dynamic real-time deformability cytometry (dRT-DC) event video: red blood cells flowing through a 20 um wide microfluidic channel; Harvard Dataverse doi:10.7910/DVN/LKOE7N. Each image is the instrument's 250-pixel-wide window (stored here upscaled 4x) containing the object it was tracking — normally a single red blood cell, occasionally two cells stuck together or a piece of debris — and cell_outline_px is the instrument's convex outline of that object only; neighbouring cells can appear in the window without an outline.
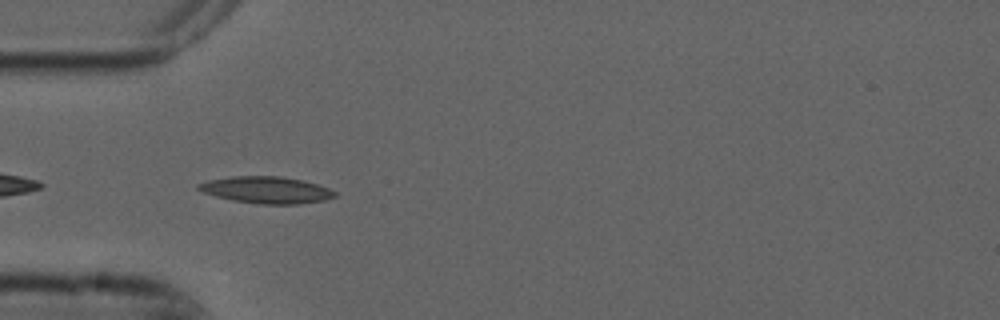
{"species": "common noctule bat (a hibernating species)", "species_latin": "Nyctalus noctula", "temperature_condition": "cold", "stored_images_in_passage": 6, "camera_frame_rate_fps": 3000, "um_per_image_px": 0.085, "animal": {"sex": "male", "forearm_length_mm": 52.5}, "frame": {"image": 1, "passage_image": 5, "time_ms": 1.333, "image_size_px": [1000, 320], "cell_outline_px": [[336, 196], [324, 200], [300, 204], [260, 204], [232, 200], [216, 196], [204, 192], [196, 188], [196, 184], [208, 180], [232, 176], [280, 176], [304, 180], [328, 188], [336, 192]], "centroid_in_image_um": [22.63, 16.14], "position_along_channel_um": 62.4, "area_um2": 21.27}}
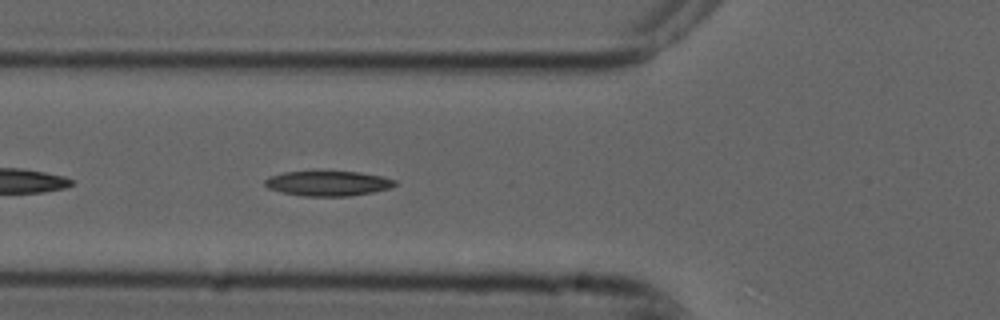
{"frame": {"image": 2, "passage_image": 6, "time_ms": 1.667, "image_size_px": [1000, 320], "cell_outline_px": [[400, 184], [392, 188], [372, 192], [348, 196], [304, 196], [280, 192], [268, 188], [264, 184], [264, 180], [268, 176], [284, 172], [360, 172], [380, 176], [396, 180]], "centroid_in_image_um": [27.89, 15.59], "position_along_channel_um": 97.9, "area_um2": 18.96}}